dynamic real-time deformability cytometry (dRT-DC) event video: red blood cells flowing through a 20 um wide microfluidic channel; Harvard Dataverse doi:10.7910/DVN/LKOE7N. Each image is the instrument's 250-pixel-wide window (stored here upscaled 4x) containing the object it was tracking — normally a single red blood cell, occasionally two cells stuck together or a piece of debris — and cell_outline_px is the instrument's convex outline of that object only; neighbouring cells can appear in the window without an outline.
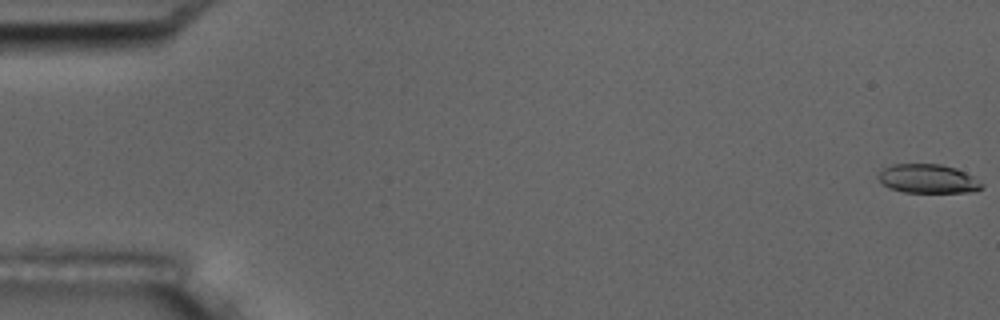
{"species": "common noctule bat (a hibernating species)", "species_latin": "Nyctalus noctula", "temperature_condition": "room temperature", "stored_images_in_passage": 6, "camera_frame_rate_fps": 3000, "um_per_image_px": 0.085, "animal": {"sex": "male", "body_mass_g": 17.5, "forearm_length_mm": 52.3}, "frame": {"image": 1, "passage_image": 1, "time_ms": 0.0, "image_size_px": [1000, 320], "cell_outline_px": [[984, 188], [972, 192], [904, 192], [888, 188], [880, 180], [880, 172], [884, 168], [892, 164], [940, 164], [956, 168], [972, 176]], "centroid_in_image_um": [78.87, 15.19], "position_along_channel_um": 6.1, "area_um2": 17.17}}
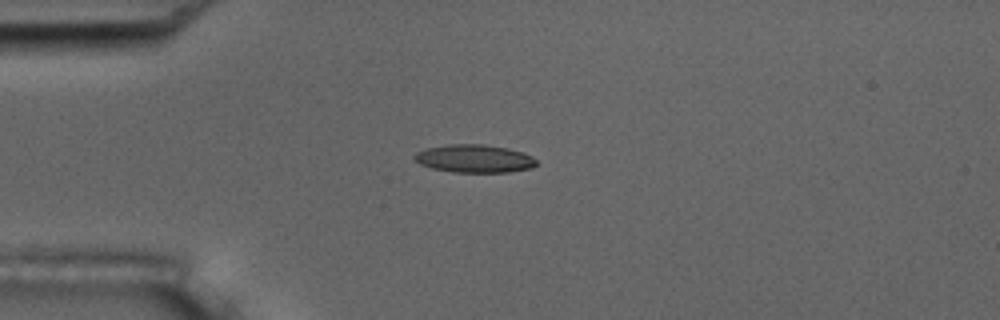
{"frame": {"image": 2, "passage_image": 5, "time_ms": 4.667, "image_size_px": [1000, 320], "cell_outline_px": [[536, 164], [532, 168], [508, 172], [452, 172], [432, 168], [420, 164], [412, 156], [416, 152], [424, 148], [448, 144], [484, 144], [508, 148], [524, 152], [532, 156], [536, 160]], "centroid_in_image_um": [40.31, 13.47], "position_along_channel_um": 44.7, "area_um2": 20.06}}